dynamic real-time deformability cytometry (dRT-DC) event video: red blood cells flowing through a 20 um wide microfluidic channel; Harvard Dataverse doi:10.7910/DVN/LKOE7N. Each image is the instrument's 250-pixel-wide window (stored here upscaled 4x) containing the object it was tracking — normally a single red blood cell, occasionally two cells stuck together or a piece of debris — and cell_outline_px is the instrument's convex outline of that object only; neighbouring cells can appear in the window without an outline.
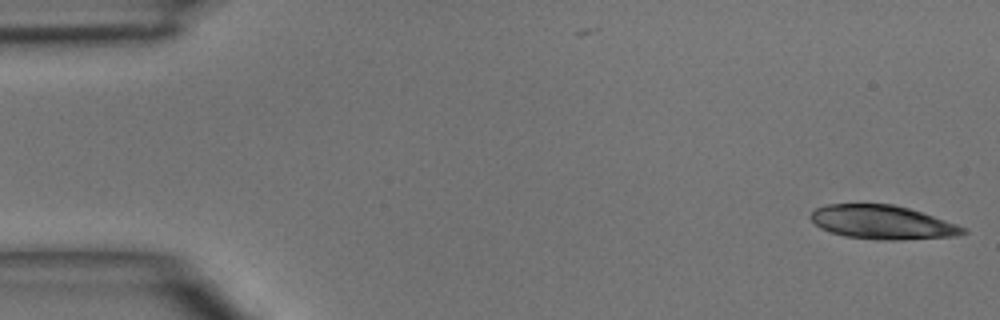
{"species": "common noctule bat (a hibernating species)", "species_latin": "Nyctalus noctula", "temperature_condition": "room temperature", "stored_images_in_passage": 6, "camera_frame_rate_fps": 3000, "um_per_image_px": 0.085, "animal": {"sex": "male", "body_mass_g": 15.6}, "frame": {"image": 1, "passage_image": 1, "time_ms": 0.0, "image_size_px": [1000, 320], "cell_outline_px": [[968, 232], [956, 236], [900, 240], [880, 240], [844, 236], [820, 228], [808, 216], [816, 208], [824, 204], [892, 204], [908, 208], [968, 228]], "centroid_in_image_um": [74.99, 18.9], "position_along_channel_um": 10.0, "area_um2": 29.94}}